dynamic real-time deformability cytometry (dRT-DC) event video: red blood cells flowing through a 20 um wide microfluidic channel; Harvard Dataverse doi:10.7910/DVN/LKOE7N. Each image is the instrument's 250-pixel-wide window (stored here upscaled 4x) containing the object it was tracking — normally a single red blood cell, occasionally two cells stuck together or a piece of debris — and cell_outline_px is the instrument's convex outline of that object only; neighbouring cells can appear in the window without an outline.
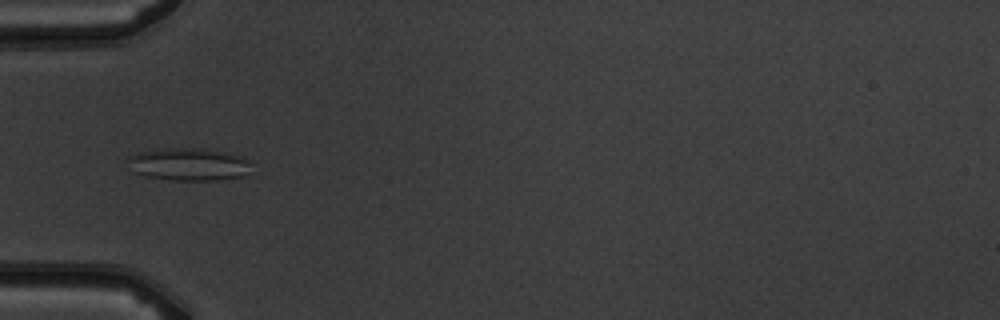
{"species": "common noctule bat (a hibernating species)", "species_latin": "Nyctalus noctula", "temperature_condition": "warm", "stored_images_in_passage": 5, "camera_frame_rate_fps": 3000, "um_per_image_px": 0.085, "animal": {"sex": "male", "body_mass_g": 19.5, "forearm_length_mm": 54.6}, "frame": {"image": 1, "passage_image": 5, "time_ms": 5.333, "image_size_px": [1000, 320], "cell_outline_px": [[248, 164], [244, 176], [220, 180], [172, 180], [148, 176], [136, 172], [128, 160], [128, 156], [136, 152], [164, 148], [196, 148], [224, 152], [244, 156], [248, 160]], "centroid_in_image_um": [16.04, 13.95], "position_along_channel_um": 69.0, "area_um2": 23.12}}